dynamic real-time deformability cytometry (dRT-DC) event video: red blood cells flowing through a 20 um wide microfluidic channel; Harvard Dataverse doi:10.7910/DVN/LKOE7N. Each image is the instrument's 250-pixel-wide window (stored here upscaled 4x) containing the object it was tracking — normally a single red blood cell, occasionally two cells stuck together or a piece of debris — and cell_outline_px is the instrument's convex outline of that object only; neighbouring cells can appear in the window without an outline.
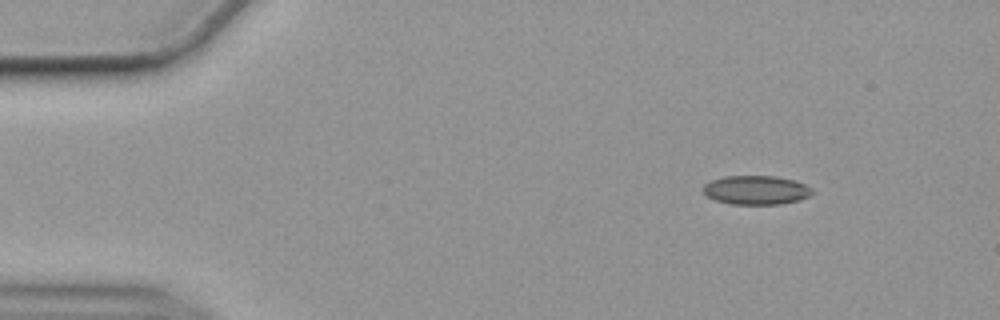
{"species": "common noctule bat (a hibernating species)", "species_latin": "Nyctalus noctula", "temperature_condition": "cold", "stored_images_in_passage": 50, "camera_frame_rate_fps": 3000, "um_per_image_px": 0.085, "animal": {"sex": "female", "body_mass_g": 19.9}, "frame": {"image": 1, "passage_image": 1, "time_ms": 0.0, "image_size_px": [1000, 320], "cell_outline_px": [[816, 192], [800, 200], [780, 204], [732, 204], [716, 200], [708, 196], [704, 192], [704, 184], [708, 180], [724, 176], [776, 176], [796, 180], [812, 188]], "centroid_in_image_um": [64.3, 16.14], "position_along_channel_um": 20.7, "area_um2": 18.55}}
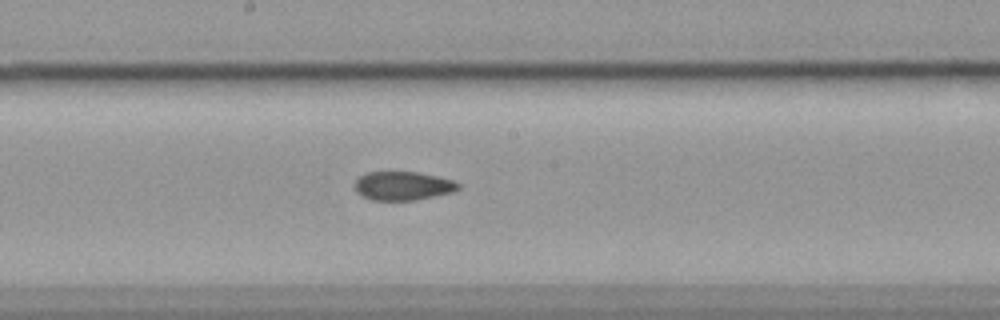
{"frame": {"image": 2, "passage_image": 24, "time_ms": 7.667, "image_size_px": [1000, 320], "cell_outline_px": [[460, 188], [452, 192], [412, 200], [372, 200], [360, 196], [356, 192], [352, 184], [360, 176], [368, 172], [416, 172], [456, 180], [460, 184]], "centroid_in_image_um": [34.21, 15.79], "position_along_channel_um": 214.0, "area_um2": 17.4}}
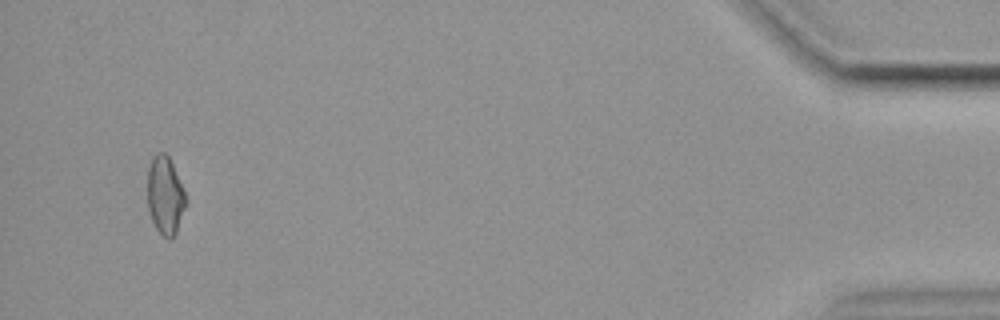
{"frame": {"image": 3, "passage_image": 48, "time_ms": 15.667, "image_size_px": [1000, 320], "cell_outline_px": [[188, 204], [176, 232], [172, 240], [168, 240], [156, 228], [152, 220], [148, 208], [148, 168], [152, 156], [156, 152], [164, 152], [168, 156], [172, 164], [188, 200]], "centroid_in_image_um": [14.05, 16.63], "position_along_channel_um": 421.1, "area_um2": 17.57}, "authors_computed_cell_mechanics": {"area_um2": 18.0625, "velocity_mm_per_s": 3.5558, "shape_relaxation_time_tau1_ms": null, "shape_relaxation_time_tau2_ms": 4.2482, "deformation_change_tau1": null, "deformation_change_tau2": 0.0894}}